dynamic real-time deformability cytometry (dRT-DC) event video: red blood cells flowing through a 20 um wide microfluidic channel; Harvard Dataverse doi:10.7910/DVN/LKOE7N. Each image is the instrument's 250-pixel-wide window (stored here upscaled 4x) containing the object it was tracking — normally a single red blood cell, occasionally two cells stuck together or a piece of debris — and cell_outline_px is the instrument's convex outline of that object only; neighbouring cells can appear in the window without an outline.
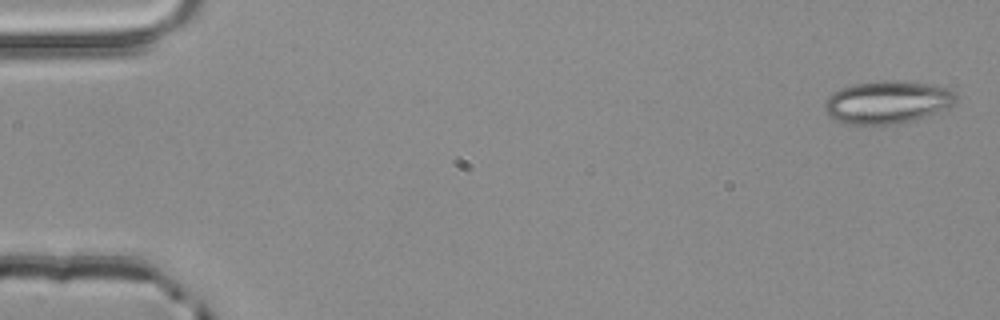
{"species": "common noctule bat (a hibernating species)", "species_latin": "Nyctalus noctula", "temperature_condition": "room temperature", "stored_images_in_passage": 5, "camera_frame_rate_fps": 3000, "um_per_image_px": 0.085, "animal": {"sex": "male", "body_mass_g": 20.4}, "frame": {"image": 1, "passage_image": 1, "time_ms": 0.0, "image_size_px": [1000, 320], "cell_outline_px": [[956, 100], [948, 108], [916, 120], [896, 124], [844, 124], [832, 120], [828, 116], [824, 108], [824, 100], [832, 92], [840, 88], [852, 84], [880, 80], [900, 80], [948, 88], [956, 92]], "centroid_in_image_um": [75.37, 8.69], "position_along_channel_um": 9.6, "area_um2": 33.12}}